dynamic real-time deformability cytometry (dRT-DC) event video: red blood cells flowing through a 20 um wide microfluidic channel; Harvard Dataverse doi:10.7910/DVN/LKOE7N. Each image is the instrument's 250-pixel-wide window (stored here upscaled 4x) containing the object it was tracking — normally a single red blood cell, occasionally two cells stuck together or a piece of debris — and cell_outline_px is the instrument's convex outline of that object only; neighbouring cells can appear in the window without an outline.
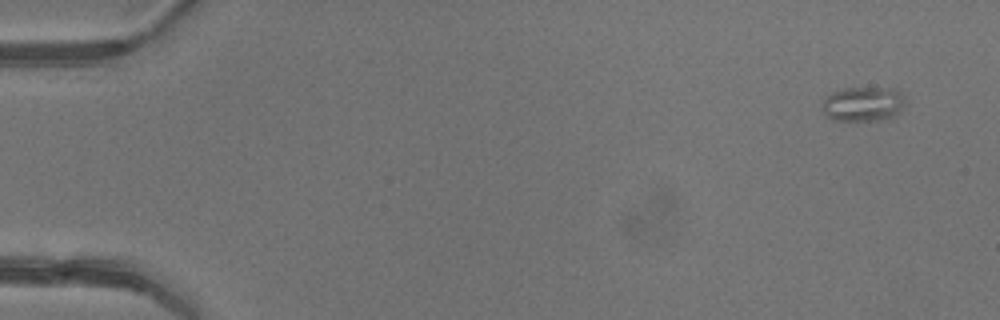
{"species": "common noctule bat (a hibernating species)", "species_latin": "Nyctalus noctula", "temperature_condition": "warm", "stored_images_in_passage": 4, "camera_frame_rate_fps": 3000, "um_per_image_px": 0.085, "animal": {"sex": "female"}, "frame": {"image": 1, "passage_image": 1, "time_ms": 0.0, "image_size_px": [1000, 320], "cell_outline_px": [[904, 104], [900, 112], [896, 116], [888, 120], [832, 120], [824, 112], [824, 100], [832, 92], [844, 88], [896, 88], [904, 96]], "centroid_in_image_um": [73.44, 8.84], "position_along_channel_um": 11.6, "area_um2": 16.76}}
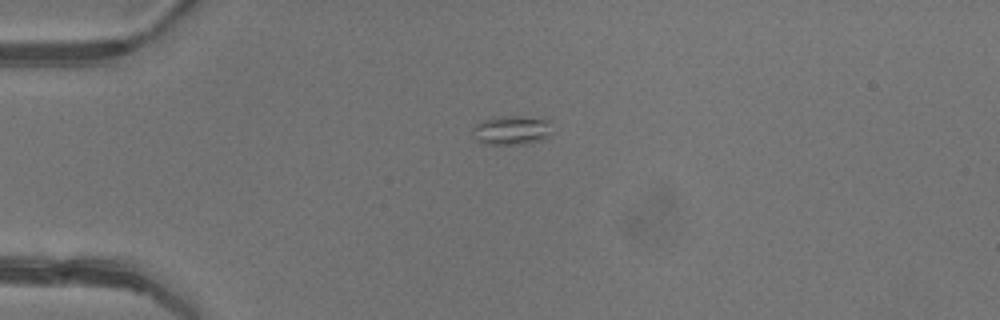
{"frame": {"image": 2, "passage_image": 4, "time_ms": 3.333, "image_size_px": [1000, 320], "cell_outline_px": [[548, 136], [544, 140], [532, 144], [480, 144], [476, 140], [472, 128], [480, 120], [492, 116], [516, 116], [548, 120]], "centroid_in_image_um": [43.41, 11.08], "position_along_channel_um": 41.6, "area_um2": 13.58}}